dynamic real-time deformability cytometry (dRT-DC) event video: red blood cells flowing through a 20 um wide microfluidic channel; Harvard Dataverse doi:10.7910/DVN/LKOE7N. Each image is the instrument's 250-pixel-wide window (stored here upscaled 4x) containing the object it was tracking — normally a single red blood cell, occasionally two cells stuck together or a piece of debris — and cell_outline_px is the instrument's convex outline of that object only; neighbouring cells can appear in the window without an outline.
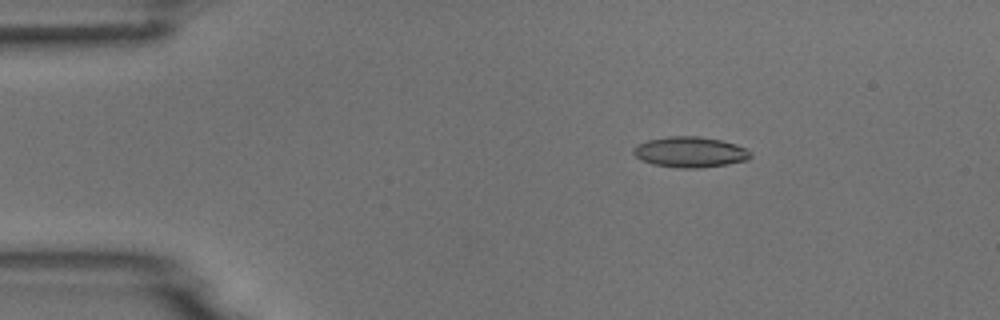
{"species": "common noctule bat (a hibernating species)", "species_latin": "Nyctalus noctula", "temperature_condition": "room temperature", "stored_images_in_passage": 5, "camera_frame_rate_fps": 3000, "um_per_image_px": 0.085, "animal": {"sex": "male", "body_mass_g": 18.8}, "frame": {"image": 1, "passage_image": 3, "time_ms": 2.0, "image_size_px": [1000, 320], "cell_outline_px": [[752, 156], [748, 160], [728, 164], [700, 168], [680, 168], [652, 164], [640, 160], [632, 152], [632, 148], [636, 144], [648, 140], [668, 136], [700, 136], [720, 140], [736, 144], [752, 152]], "centroid_in_image_um": [58.64, 12.92], "position_along_channel_um": 26.4, "area_um2": 21.1}}
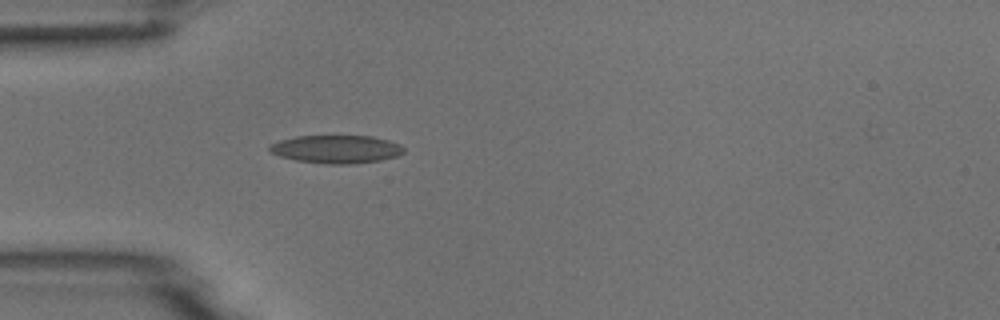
{"frame": {"image": 2, "passage_image": 5, "time_ms": 4.333, "image_size_px": [1000, 320], "cell_outline_px": [[404, 152], [396, 156], [380, 160], [352, 164], [324, 164], [296, 160], [280, 156], [272, 152], [268, 148], [268, 144], [280, 140], [296, 136], [372, 136], [388, 140], [400, 144], [404, 148]], "centroid_in_image_um": [28.58, 12.68], "position_along_channel_um": 56.4, "area_um2": 21.96}}